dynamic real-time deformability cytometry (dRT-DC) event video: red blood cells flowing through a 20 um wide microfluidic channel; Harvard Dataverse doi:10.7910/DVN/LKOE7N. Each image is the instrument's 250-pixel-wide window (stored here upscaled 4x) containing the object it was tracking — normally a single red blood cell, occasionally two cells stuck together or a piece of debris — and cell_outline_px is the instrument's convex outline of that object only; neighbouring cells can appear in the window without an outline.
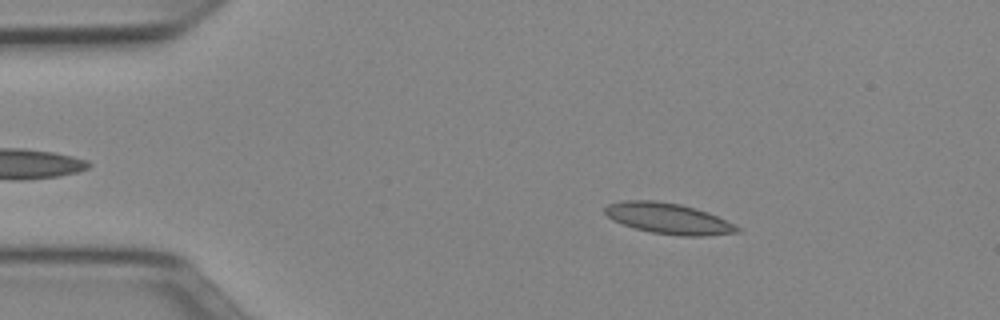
{"species": "Egyptian fruit bat (a non-hibernating species)", "species_latin": "Rousettus aegyptiacus", "temperature_condition": "cold", "stored_images_in_passage": 42, "camera_frame_rate_fps": 3000, "um_per_image_px": 0.085, "animal": {"sex": "female"}, "frame": {"image": 1, "passage_image": 7, "time_ms": 2.0, "image_size_px": [1000, 320], "cell_outline_px": [[740, 232], [704, 236], [680, 236], [652, 232], [636, 228], [624, 224], [608, 216], [604, 212], [604, 208], [608, 204], [624, 200], [656, 200], [680, 204], [696, 208], [708, 212], [740, 228]], "centroid_in_image_um": [56.81, 18.56], "position_along_channel_um": 28.2, "area_um2": 23.47}}
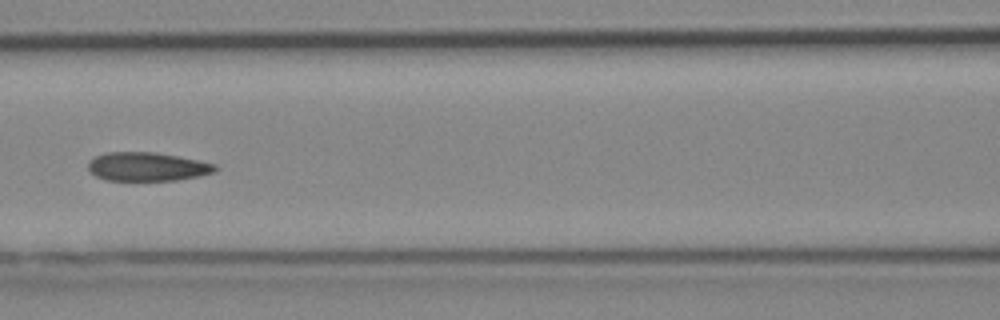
{"frame": {"image": 2, "passage_image": 21, "time_ms": 6.667, "image_size_px": [1000, 320], "cell_outline_px": [[216, 172], [200, 176], [176, 180], [104, 180], [96, 176], [88, 168], [88, 160], [104, 152], [156, 152], [216, 164]], "centroid_in_image_um": [12.49, 14.16], "position_along_channel_um": 154.1, "area_um2": 21.21}}
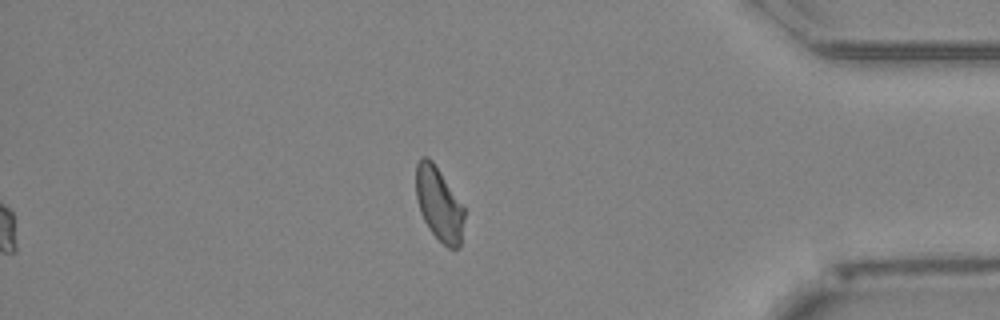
{"frame": {"image": 3, "passage_image": 42, "time_ms": 13.667, "image_size_px": [1000, 320], "cell_outline_px": [[464, 216], [460, 248], [448, 248], [432, 232], [424, 220], [420, 212], [416, 196], [416, 164], [420, 156], [428, 156], [432, 160], [464, 208]], "centroid_in_image_um": [37.29, 17.32], "position_along_channel_um": 397.9, "area_um2": 20.4}, "authors_computed_cell_mechanics": {"area_um2": 21.964, "velocity_mm_per_s": 3.957, "shape_relaxation_time_tau1_ms": null, "shape_relaxation_time_tau2_ms": 2.0545, "deformation_change_tau1": null, "deformation_change_tau2": 0.0845}}